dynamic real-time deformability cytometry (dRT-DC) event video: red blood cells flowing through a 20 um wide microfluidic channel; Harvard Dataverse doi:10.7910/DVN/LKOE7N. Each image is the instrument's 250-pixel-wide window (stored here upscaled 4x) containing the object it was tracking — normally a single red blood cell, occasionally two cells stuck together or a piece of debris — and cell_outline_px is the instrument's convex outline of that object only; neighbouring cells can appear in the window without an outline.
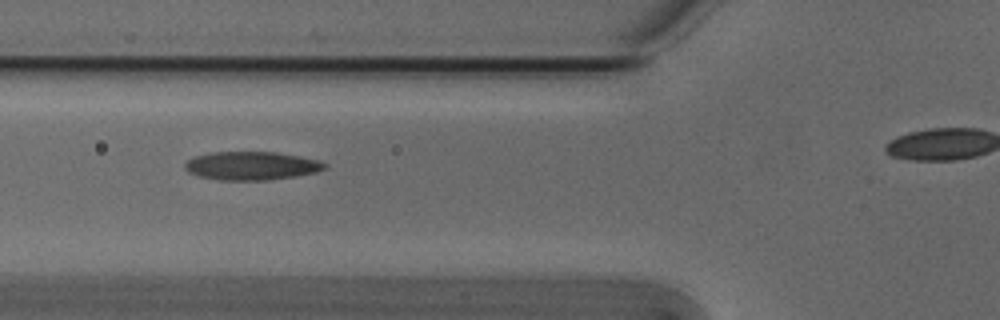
{"species": "Egyptian fruit bat (a non-hibernating species)", "species_latin": "Rousettus aegyptiacus", "temperature_condition": "cold", "stored_images_in_passage": 35, "camera_frame_rate_fps": 3000, "um_per_image_px": 0.085, "animal": {"sex": "male"}, "frame": {"image": 1, "passage_image": 8, "time_ms": 2.333, "image_size_px": [1000, 320], "cell_outline_px": [[328, 168], [316, 172], [296, 176], [268, 180], [220, 180], [196, 176], [188, 172], [184, 168], [184, 164], [188, 160], [196, 156], [208, 152], [276, 152], [300, 156], [320, 160], [328, 164]], "centroid_in_image_um": [21.39, 14.09], "position_along_channel_um": 104.4, "area_um2": 23.41}}
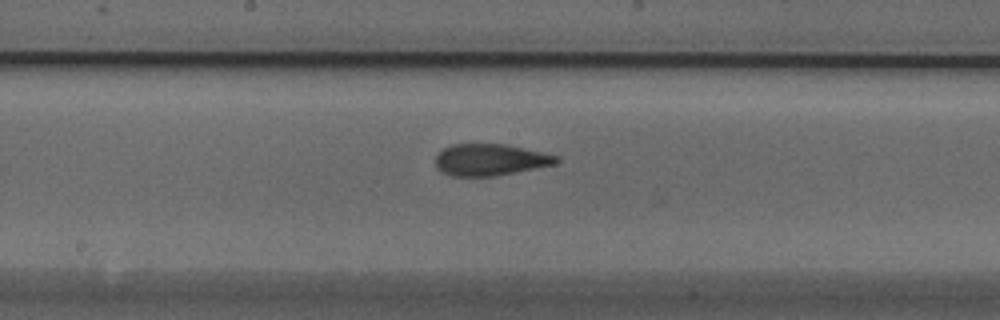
{"frame": {"image": 2, "passage_image": 16, "time_ms": 5.0, "image_size_px": [1000, 320], "cell_outline_px": [[560, 160], [556, 164], [492, 176], [452, 176], [440, 172], [436, 168], [436, 156], [444, 148], [452, 144], [504, 144], [560, 156]], "centroid_in_image_um": [41.65, 13.58], "position_along_channel_um": 206.6, "area_um2": 22.14}}
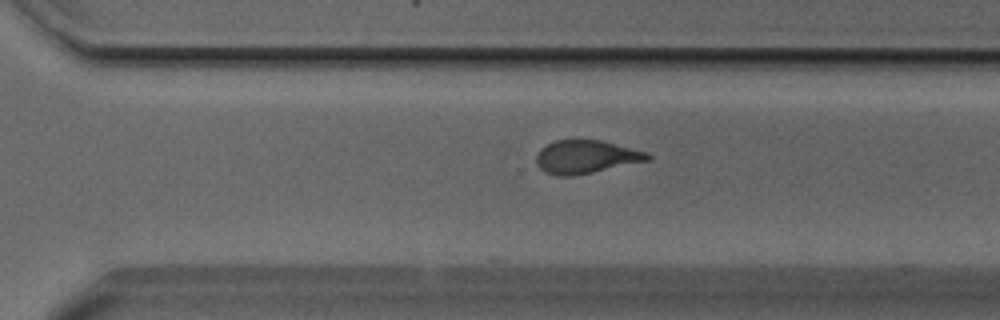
{"frame": {"image": 3, "passage_image": 25, "time_ms": 8.0, "image_size_px": [1000, 320], "cell_outline_px": [[652, 160], [572, 176], [556, 176], [544, 172], [536, 164], [536, 156], [540, 148], [556, 140], [600, 140], [648, 152], [652, 156]], "centroid_in_image_um": [49.82, 13.34], "position_along_channel_um": 320.8, "area_um2": 21.62}, "authors_computed_cell_mechanics": {"area_um2": 22.4842, "velocity_mm_per_s": 3.8215, "shape_relaxation_time_tau1_ms": 7.3431, "shape_relaxation_time_tau2_ms": 2.2423, "deformation_change_tau1": 0.2192, "deformation_change_tau2": 0.1015}}